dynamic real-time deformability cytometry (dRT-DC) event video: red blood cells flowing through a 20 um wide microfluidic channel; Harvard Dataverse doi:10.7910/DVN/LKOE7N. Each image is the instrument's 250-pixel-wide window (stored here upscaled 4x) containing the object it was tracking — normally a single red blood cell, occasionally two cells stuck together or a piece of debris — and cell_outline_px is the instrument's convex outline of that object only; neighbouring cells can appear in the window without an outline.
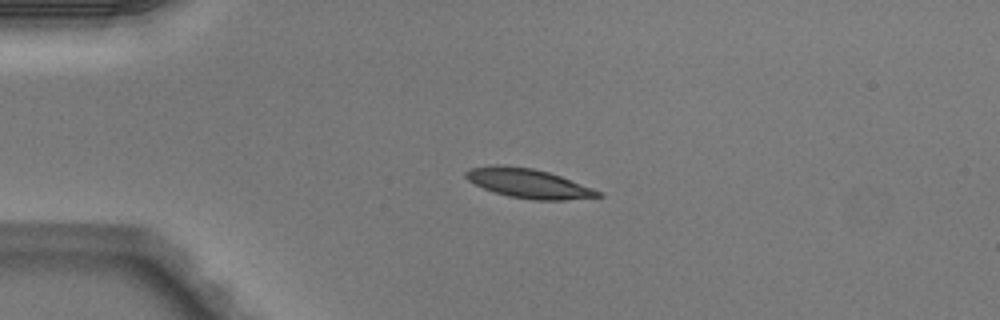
{"species": "Egyptian fruit bat (a non-hibernating species)", "species_latin": "Rousettus aegyptiacus", "temperature_condition": "warm", "stored_images_in_passage": 6, "camera_frame_rate_fps": 3000, "um_per_image_px": 0.085, "animal": {"sex": "male"}, "frame": {"image": 1, "passage_image": 2, "time_ms": 0.333, "image_size_px": [1000, 320], "cell_outline_px": [[604, 196], [564, 200], [532, 200], [508, 196], [484, 188], [468, 180], [464, 176], [464, 172], [472, 168], [496, 164], [532, 168], [548, 172], [560, 176], [592, 188], [600, 192]], "centroid_in_image_um": [44.91, 15.59], "position_along_channel_um": 40.1, "area_um2": 22.31}}
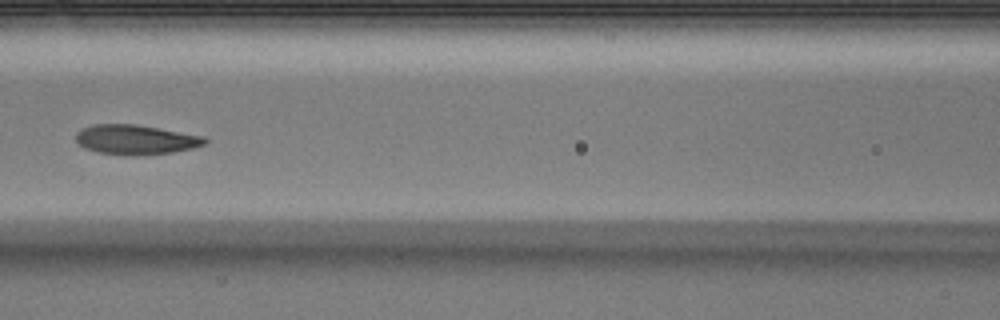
{"frame": {"image": 2, "passage_image": 5, "time_ms": 1.333, "image_size_px": [1000, 320], "cell_outline_px": [[208, 140], [204, 144], [192, 148], [172, 152], [144, 156], [132, 156], [100, 152], [84, 148], [76, 144], [76, 132], [92, 124], [136, 124], [204, 136]], "centroid_in_image_um": [11.51, 11.87], "position_along_channel_um": 155.1, "area_um2": 22.43}}
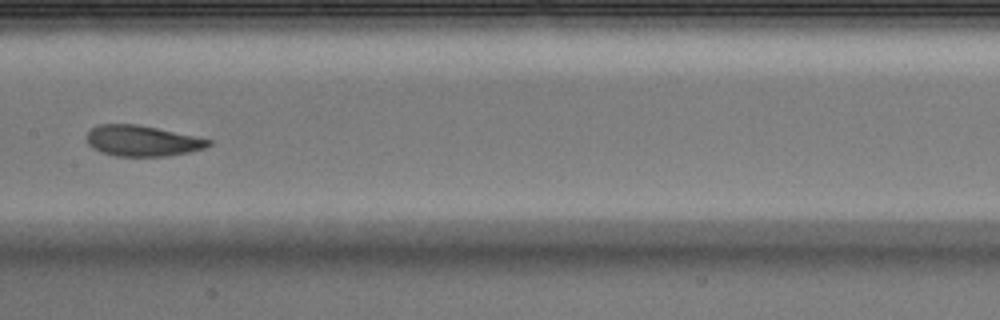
{"frame": {"image": 3, "passage_image": 6, "time_ms": 1.667, "image_size_px": [1000, 320], "cell_outline_px": [[212, 144], [204, 148], [188, 152], [168, 156], [116, 156], [100, 152], [92, 148], [88, 144], [88, 132], [92, 128], [100, 124], [136, 124], [156, 128], [212, 140]], "centroid_in_image_um": [12.07, 11.98], "position_along_channel_um": 195.3, "area_um2": 21.62}}